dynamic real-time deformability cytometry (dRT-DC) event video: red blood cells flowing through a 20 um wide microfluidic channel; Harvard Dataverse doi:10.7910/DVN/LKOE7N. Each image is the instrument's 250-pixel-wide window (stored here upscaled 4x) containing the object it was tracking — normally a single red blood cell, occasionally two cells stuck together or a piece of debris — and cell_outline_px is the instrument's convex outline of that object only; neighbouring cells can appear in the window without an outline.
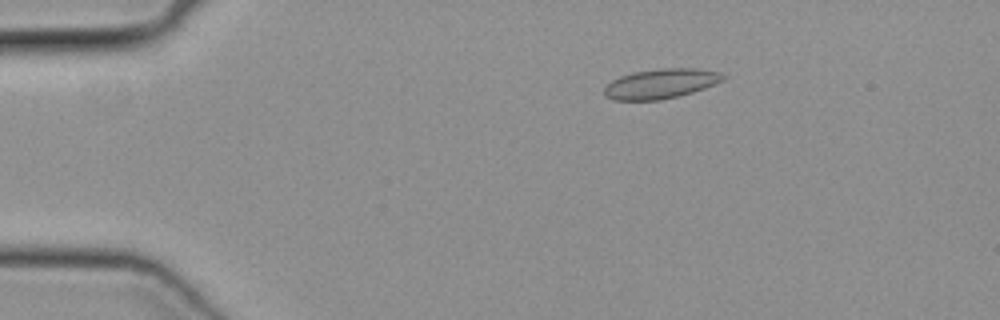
{"species": "common noctule bat (a hibernating species)", "species_latin": "Nyctalus noctula", "temperature_condition": "cold", "stored_images_in_passage": 11, "camera_frame_rate_fps": 3000, "um_per_image_px": 0.085, "animal": {"sex": "female", "body_mass_g": 19.3, "forearm_length_mm": 54.1}, "frame": {"image": 1, "passage_image": 5, "time_ms": 1.333, "image_size_px": [1000, 320], "cell_outline_px": [[728, 76], [724, 80], [704, 88], [692, 92], [660, 100], [612, 100], [604, 96], [604, 88], [612, 80], [620, 76], [632, 72], [660, 68], [700, 68], [720, 72]], "centroid_in_image_um": [56.17, 7.1], "position_along_channel_um": 28.8, "area_um2": 20.75}}